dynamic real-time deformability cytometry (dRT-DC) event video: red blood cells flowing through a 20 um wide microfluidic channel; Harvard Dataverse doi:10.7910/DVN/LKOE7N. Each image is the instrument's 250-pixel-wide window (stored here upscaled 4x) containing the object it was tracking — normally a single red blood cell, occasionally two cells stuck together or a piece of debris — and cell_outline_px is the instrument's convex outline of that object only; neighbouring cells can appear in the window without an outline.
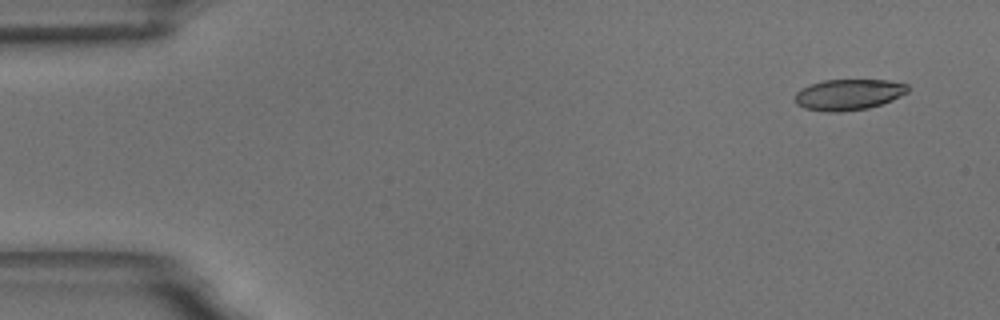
{"species": "common noctule bat (a hibernating species)", "species_latin": "Nyctalus noctula", "temperature_condition": "room temperature", "stored_images_in_passage": 6, "segment_of_instrument_passage": [2, 2], "camera_frame_rate_fps": 3000, "um_per_image_px": 0.085, "animal": {"sex": "male", "body_mass_g": 18.8}, "frame": {"image": 1, "passage_image": 6, "time_ms": 6.667, "image_size_px": [1000, 320], "cell_outline_px": [[908, 92], [892, 100], [868, 108], [840, 112], [824, 112], [804, 108], [796, 104], [796, 92], [800, 88], [824, 80], [888, 80], [908, 84]], "centroid_in_image_um": [72.12, 8.04], "position_along_channel_um": 12.9, "area_um2": 20.35}}